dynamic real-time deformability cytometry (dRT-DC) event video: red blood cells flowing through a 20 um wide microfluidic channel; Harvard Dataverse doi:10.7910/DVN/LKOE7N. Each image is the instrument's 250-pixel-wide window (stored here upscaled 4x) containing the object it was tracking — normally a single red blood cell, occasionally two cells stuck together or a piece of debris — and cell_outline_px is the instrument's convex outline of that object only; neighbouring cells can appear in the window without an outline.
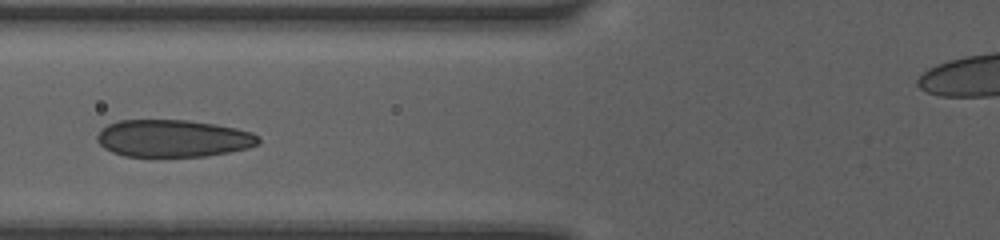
{"species": "human", "species_latin": "Homo sapiens", "temperature_condition": "room temperature", "stored_images_in_passage": 5, "camera_frame_rate_fps": 3000, "um_per_image_px": 0.085, "donor": {"sex": "female"}, "frame": {"image": 1, "passage_image": 4, "time_ms": 2.667, "image_size_px": [1000, 240], "cell_outline_px": [[260, 144], [248, 148], [228, 152], [204, 156], [124, 156], [112, 152], [104, 148], [96, 140], [96, 136], [100, 128], [108, 124], [120, 120], [188, 120], [216, 124], [236, 128], [252, 132], [260, 136]], "centroid_in_image_um": [14.71, 11.75], "position_along_channel_um": 111.1, "area_um2": 35.26}}